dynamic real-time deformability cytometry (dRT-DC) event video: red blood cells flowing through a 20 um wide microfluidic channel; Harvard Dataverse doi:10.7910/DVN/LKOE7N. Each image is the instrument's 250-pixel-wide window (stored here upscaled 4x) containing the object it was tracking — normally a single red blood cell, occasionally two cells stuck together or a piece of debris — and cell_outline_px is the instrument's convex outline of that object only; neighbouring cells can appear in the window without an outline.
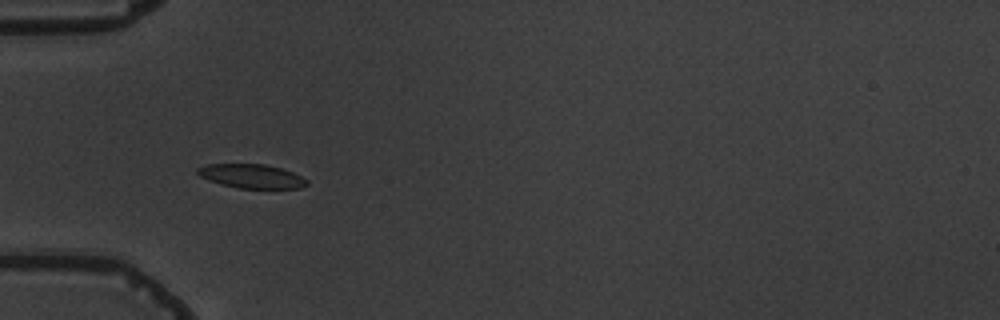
{"species": "common noctule bat (a hibernating species)", "species_latin": "Nyctalus noctula", "temperature_condition": "warm", "stored_images_in_passage": 11, "camera_frame_rate_fps": 3000, "um_per_image_px": 0.085, "animal": {"sex": "male", "body_mass_g": 19.5, "forearm_length_mm": 54.6}, "frame": {"image": 1, "passage_image": 5, "time_ms": 5.667, "image_size_px": [1000, 320], "cell_outline_px": [[308, 184], [300, 188], [236, 188], [220, 184], [208, 180], [200, 176], [196, 172], [196, 168], [208, 164], [264, 164], [280, 168], [292, 172], [308, 180]], "centroid_in_image_um": [21.35, 14.97], "position_along_channel_um": 63.6, "area_um2": 15.26}}
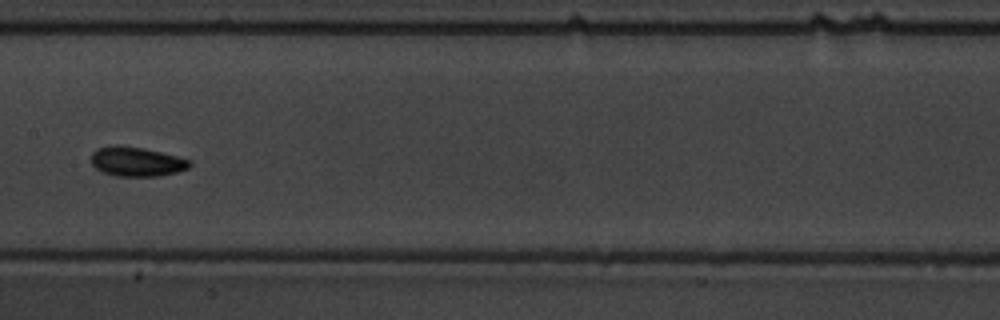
{"frame": {"image": 2, "passage_image": 8, "time_ms": 9.333, "image_size_px": [1000, 320], "cell_outline_px": [[192, 164], [188, 168], [176, 172], [156, 176], [116, 176], [104, 172], [96, 168], [92, 164], [92, 152], [96, 148], [144, 148], [192, 160]], "centroid_in_image_um": [11.67, 13.78], "position_along_channel_um": 195.7, "area_um2": 16.18}}
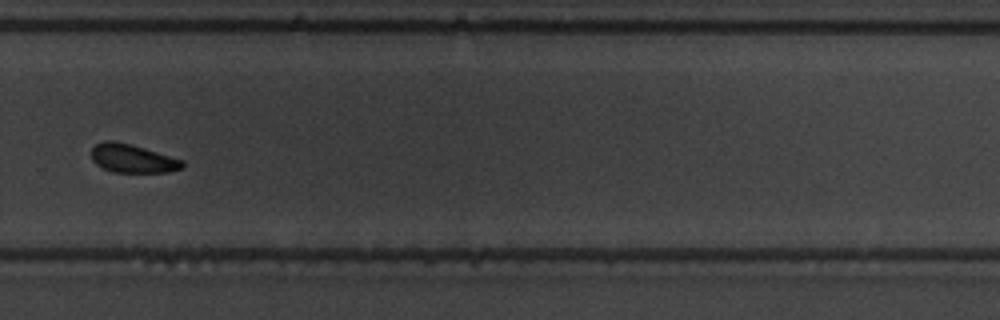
{"frame": {"image": 3, "passage_image": 11, "time_ms": 12.667, "image_size_px": [1000, 320], "cell_outline_px": [[184, 168], [168, 172], [112, 172], [96, 164], [92, 160], [92, 148], [96, 144], [104, 140], [112, 140], [144, 148], [184, 160]], "centroid_in_image_um": [11.28, 13.48], "position_along_channel_um": 318.5, "area_um2": 15.03}}